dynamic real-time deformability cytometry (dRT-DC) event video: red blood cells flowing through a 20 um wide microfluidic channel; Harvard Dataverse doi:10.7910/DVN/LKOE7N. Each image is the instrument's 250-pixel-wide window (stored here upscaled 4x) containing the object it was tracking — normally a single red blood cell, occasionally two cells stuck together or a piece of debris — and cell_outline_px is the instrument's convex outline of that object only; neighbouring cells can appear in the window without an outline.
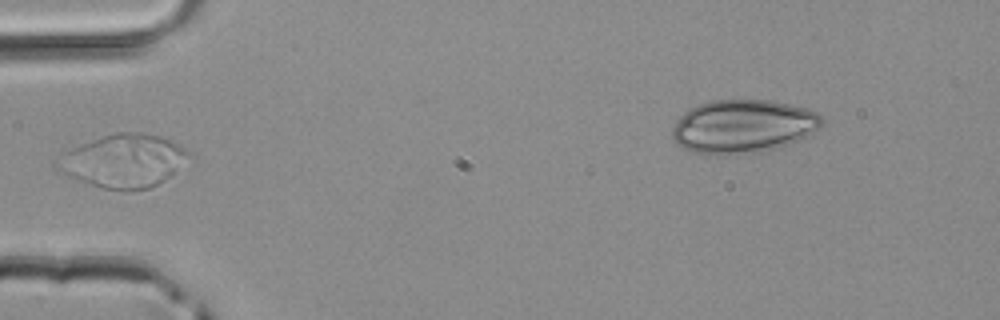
{"species": "common noctule bat (a hibernating species)", "species_latin": "Nyctalus noctula", "temperature_condition": "room temperature", "stored_images_in_passage": 2, "camera_frame_rate_fps": 3000, "um_per_image_px": 0.085, "animal": {"sex": "male", "body_mass_g": 20.4}, "frame": {"image": 1, "passage_image": 2, "time_ms": 0.333, "image_size_px": [1000, 320], "cell_outline_px": [[196, 160], [164, 180], [148, 188], [124, 192], [100, 188], [68, 176], [56, 168], [52, 164], [52, 160], [64, 152], [72, 148], [104, 136], [116, 132], [144, 132], [160, 136], [192, 152], [196, 156]], "centroid_in_image_um": [10.57, 13.69], "position_along_channel_um": 74.4, "area_um2": 41.67}}